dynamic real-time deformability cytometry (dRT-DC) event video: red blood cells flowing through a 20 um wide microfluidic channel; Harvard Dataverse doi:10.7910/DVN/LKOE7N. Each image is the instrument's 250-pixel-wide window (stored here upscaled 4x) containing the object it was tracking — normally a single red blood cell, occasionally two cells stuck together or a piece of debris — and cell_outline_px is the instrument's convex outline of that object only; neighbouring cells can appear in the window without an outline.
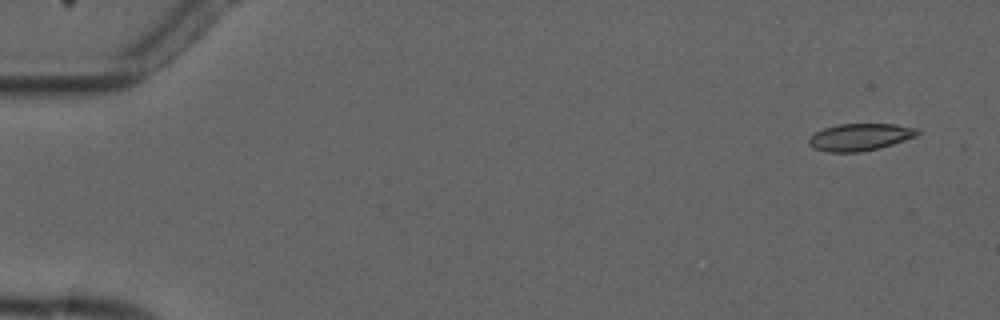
{"species": "common noctule bat (a hibernating species)", "species_latin": "Nyctalus noctula", "temperature_condition": "cold", "stored_images_in_passage": 4, "camera_frame_rate_fps": 3000, "um_per_image_px": 0.085, "animal": {"sex": "male", "forearm_length_mm": 52.5}, "frame": {"image": 1, "passage_image": 1, "time_ms": 0.0, "image_size_px": [1000, 320], "cell_outline_px": [[920, 132], [916, 136], [880, 148], [860, 152], [828, 152], [812, 148], [808, 144], [808, 136], [824, 128], [840, 124], [892, 124], [916, 128]], "centroid_in_image_um": [73.05, 11.66], "position_along_channel_um": 12.0, "area_um2": 17.17}}